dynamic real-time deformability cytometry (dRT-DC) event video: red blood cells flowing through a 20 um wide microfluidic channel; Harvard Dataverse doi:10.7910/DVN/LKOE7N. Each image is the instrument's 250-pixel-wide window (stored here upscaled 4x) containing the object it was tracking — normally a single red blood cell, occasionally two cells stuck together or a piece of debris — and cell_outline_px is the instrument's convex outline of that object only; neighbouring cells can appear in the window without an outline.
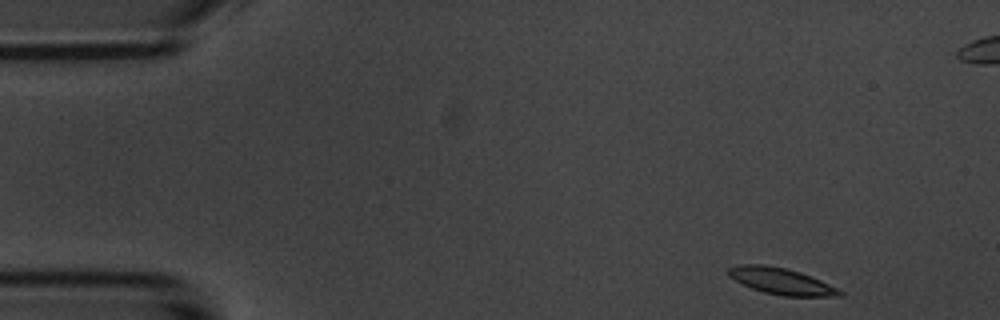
{"species": "common noctule bat (a hibernating species)", "species_latin": "Nyctalus noctula", "temperature_condition": "room temperature", "stored_images_in_passage": 4, "camera_frame_rate_fps": 3000, "um_per_image_px": 0.085, "animal": {"sex": "male", "body_mass_g": 20.1, "forearm_length_mm": 53.5}, "frame": {"image": 1, "passage_image": 1, "time_ms": 0.0, "image_size_px": [1000, 320], "cell_outline_px": [[844, 296], [784, 296], [764, 292], [752, 288], [728, 276], [728, 268], [740, 264], [764, 264], [784, 268], [800, 272], [812, 276], [844, 292]], "centroid_in_image_um": [66.41, 23.89], "position_along_channel_um": 18.6, "area_um2": 16.94}}